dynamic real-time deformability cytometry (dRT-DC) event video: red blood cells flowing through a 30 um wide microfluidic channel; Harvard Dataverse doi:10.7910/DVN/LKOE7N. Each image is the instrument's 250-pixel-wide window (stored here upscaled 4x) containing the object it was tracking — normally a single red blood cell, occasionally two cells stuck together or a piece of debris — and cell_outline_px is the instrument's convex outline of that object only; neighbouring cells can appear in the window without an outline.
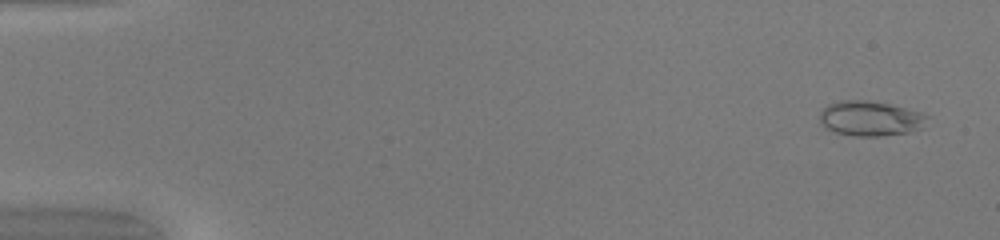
{"species": "common noctule bat (a hibernating species)", "species_latin": "Nyctalus noctula", "temperature_condition": "warm", "stored_images_in_passage": 50, "camera_frame_rate_fps": 3000, "um_per_image_px": 0.085, "animal": {"sex": "female", "body_mass_g": 20.0, "forearm_length_mm": 54.0}, "frame": {"image": 1, "passage_image": 3, "time_ms": 0.667, "image_size_px": [1000, 240], "cell_outline_px": [[928, 116], [924, 128], [908, 132], [880, 136], [852, 136], [836, 132], [828, 128], [820, 120], [820, 112], [828, 104], [840, 100], [864, 100], [888, 104], [920, 112]], "centroid_in_image_um": [73.99, 10.07], "position_along_channel_um": 11.0, "area_um2": 21.68}}
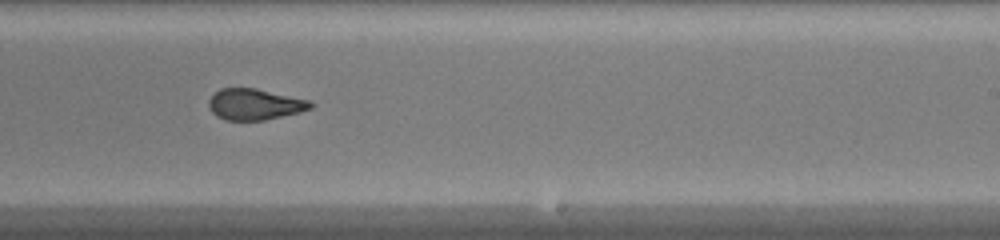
{"frame": {"image": 2, "passage_image": 32, "time_ms": 10.333, "image_size_px": [1000, 240], "cell_outline_px": [[316, 104], [312, 108], [300, 112], [264, 120], [224, 120], [216, 116], [208, 108], [208, 100], [220, 88], [256, 88], [312, 100]], "centroid_in_image_um": [21.68, 8.86], "position_along_channel_um": 267.3, "area_um2": 18.73}}
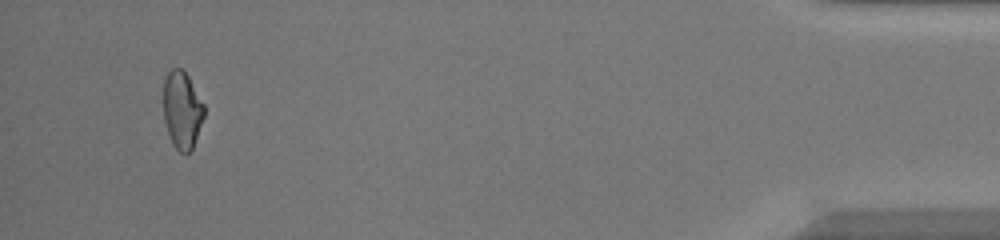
{"frame": {"image": 3, "passage_image": 48, "time_ms": 15.667, "image_size_px": [1000, 240], "cell_outline_px": [[204, 116], [192, 152], [180, 152], [172, 144], [168, 136], [164, 120], [164, 80], [168, 72], [172, 68], [184, 68], [204, 104]], "centroid_in_image_um": [15.48, 9.35], "position_along_channel_um": 419.7, "area_um2": 18.55}, "authors_computed_cell_mechanics": {"area_um2": 19.652, "velocity_mm_per_s": 4.1958, "shape_relaxation_time_tau1_ms": null, "shape_relaxation_time_tau2_ms": 1.1087, "deformation_change_tau1": null, "deformation_change_tau2": 0.0541}}